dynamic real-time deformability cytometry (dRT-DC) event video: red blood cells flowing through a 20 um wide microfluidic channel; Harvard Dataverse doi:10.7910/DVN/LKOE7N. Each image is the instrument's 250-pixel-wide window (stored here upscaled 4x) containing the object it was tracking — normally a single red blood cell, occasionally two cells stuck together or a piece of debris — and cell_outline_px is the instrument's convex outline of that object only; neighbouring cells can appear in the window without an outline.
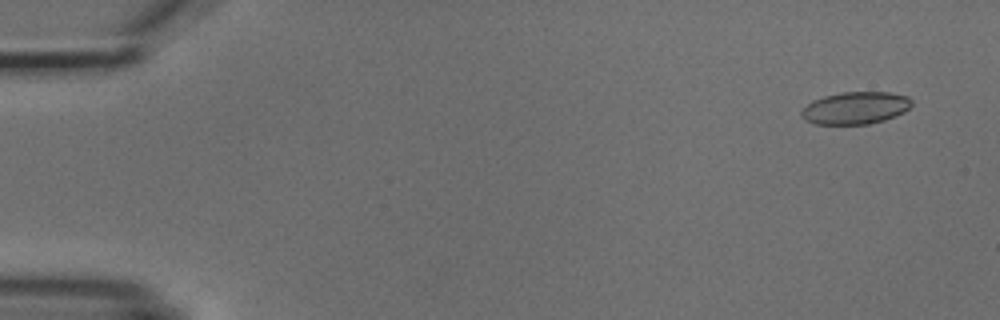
{"species": "common noctule bat (a hibernating species)", "species_latin": "Nyctalus noctula", "temperature_condition": "cold", "stored_images_in_passage": 5, "camera_frame_rate_fps": 3000, "um_per_image_px": 0.085, "animal": {"sex": "male", "body_mass_g": 18.8}, "frame": {"image": 1, "passage_image": 1, "time_ms": 0.0, "image_size_px": [1000, 320], "cell_outline_px": [[912, 104], [904, 112], [896, 116], [884, 120], [868, 124], [816, 124], [804, 120], [800, 112], [812, 100], [824, 96], [840, 92], [888, 92], [908, 96], [912, 100]], "centroid_in_image_um": [72.72, 9.17], "position_along_channel_um": 12.3, "area_um2": 20.81}}